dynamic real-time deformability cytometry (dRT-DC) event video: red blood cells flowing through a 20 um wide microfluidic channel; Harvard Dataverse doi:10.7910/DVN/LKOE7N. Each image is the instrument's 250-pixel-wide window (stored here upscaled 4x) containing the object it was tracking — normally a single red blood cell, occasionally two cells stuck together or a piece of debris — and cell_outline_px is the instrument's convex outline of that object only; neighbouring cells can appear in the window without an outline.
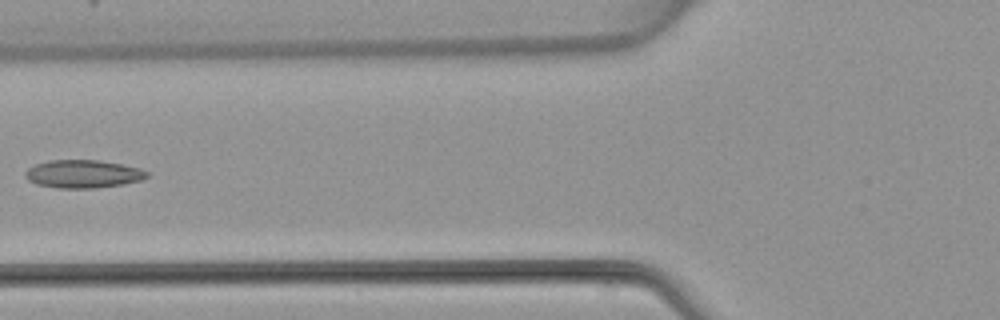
{"species": "common noctule bat (a hibernating species)", "species_latin": "Nyctalus noctula", "temperature_condition": "warm", "stored_images_in_passage": 7, "camera_frame_rate_fps": 3000, "um_per_image_px": 0.085, "animal": {"sex": "female", "body_mass_g": 22.7, "forearm_length_mm": 54.2}, "frame": {"image": 1, "passage_image": 6, "time_ms": 6.0, "image_size_px": [1000, 320], "cell_outline_px": [[148, 176], [140, 180], [124, 184], [96, 188], [56, 188], [36, 184], [28, 180], [24, 176], [24, 172], [28, 168], [36, 164], [48, 160], [100, 160], [140, 168], [148, 172]], "centroid_in_image_um": [7.03, 14.79], "position_along_channel_um": 118.8, "area_um2": 19.94}}
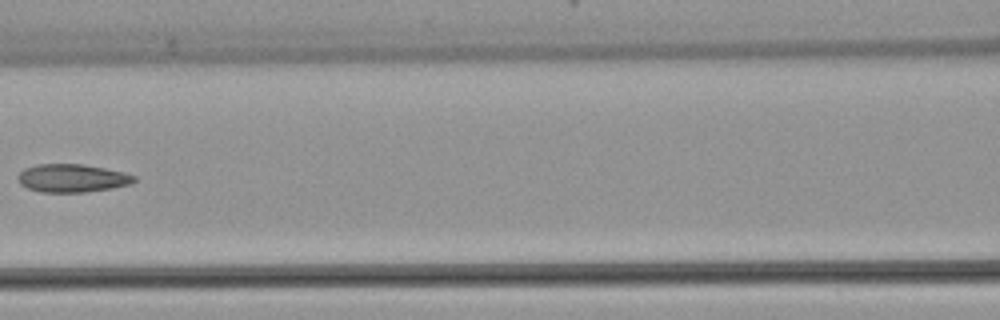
{"frame": {"image": 2, "passage_image": 7, "time_ms": 7.0, "image_size_px": [1000, 320], "cell_outline_px": [[136, 180], [132, 184], [112, 188], [84, 192], [40, 192], [28, 188], [20, 184], [16, 176], [24, 168], [36, 164], [84, 164], [124, 172], [136, 176]], "centroid_in_image_um": [6.13, 15.14], "position_along_channel_um": 160.5, "area_um2": 19.19}}